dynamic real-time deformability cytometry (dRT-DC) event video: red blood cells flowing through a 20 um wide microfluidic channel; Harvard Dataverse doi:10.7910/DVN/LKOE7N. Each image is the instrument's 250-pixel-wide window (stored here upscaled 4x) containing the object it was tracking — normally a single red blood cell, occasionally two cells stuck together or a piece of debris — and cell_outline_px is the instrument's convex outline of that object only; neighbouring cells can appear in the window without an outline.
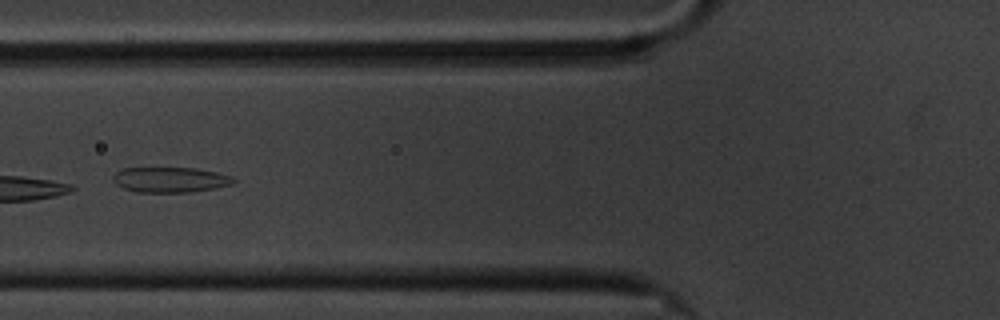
{"species": "common noctule bat (a hibernating species)", "species_latin": "Nyctalus noctula", "temperature_condition": "cold", "stored_images_in_passage": 40, "camera_frame_rate_fps": 3000, "um_per_image_px": 0.085, "animal": {"sex": "male", "body_mass_g": 20.1, "forearm_length_mm": 53.5}, "frame": {"image": 1, "passage_image": 4, "time_ms": 1.0, "image_size_px": [1000, 320], "cell_outline_px": [[236, 180], [232, 184], [212, 188], [188, 192], [136, 192], [124, 188], [116, 184], [112, 180], [112, 176], [116, 172], [124, 168], [196, 168], [216, 172], [232, 176]], "centroid_in_image_um": [14.44, 15.27], "position_along_channel_um": 111.4, "area_um2": 17.63}}
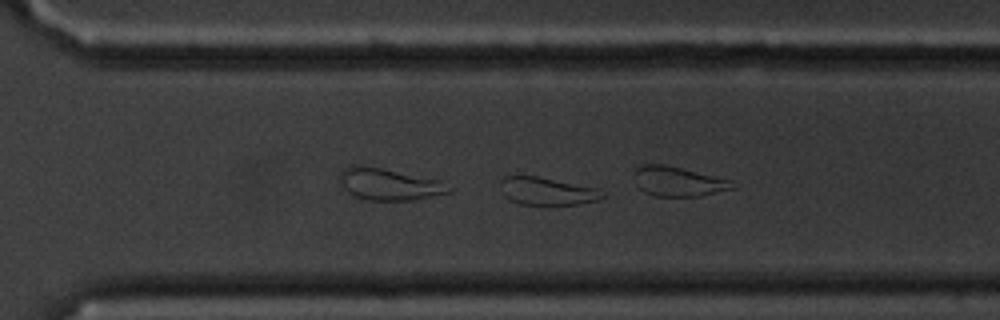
{"frame": {"image": 2, "passage_image": 22, "time_ms": 7.0, "image_size_px": [1000, 320], "cell_outline_px": [[604, 196], [600, 200], [580, 204], [544, 208], [520, 204], [508, 200], [504, 196], [500, 180], [504, 176], [536, 176], [600, 188], [604, 192]], "centroid_in_image_um": [46.54, 16.31], "position_along_channel_um": 324.1, "area_um2": 17.4}}
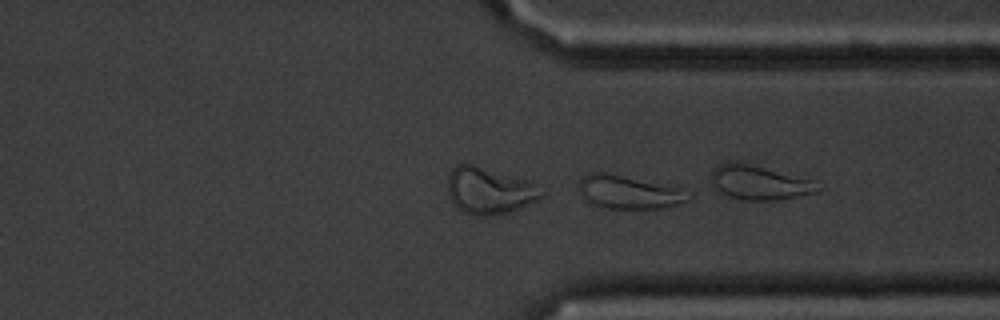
{"frame": {"image": 3, "passage_image": 25, "time_ms": 8.0, "image_size_px": [1000, 320], "cell_outline_px": [[692, 200], [660, 208], [608, 208], [592, 204], [584, 200], [576, 188], [580, 180], [588, 172], [604, 172], [676, 188], [692, 196]], "centroid_in_image_um": [53.34, 16.34], "position_along_channel_um": 358.1, "area_um2": 20.81}}